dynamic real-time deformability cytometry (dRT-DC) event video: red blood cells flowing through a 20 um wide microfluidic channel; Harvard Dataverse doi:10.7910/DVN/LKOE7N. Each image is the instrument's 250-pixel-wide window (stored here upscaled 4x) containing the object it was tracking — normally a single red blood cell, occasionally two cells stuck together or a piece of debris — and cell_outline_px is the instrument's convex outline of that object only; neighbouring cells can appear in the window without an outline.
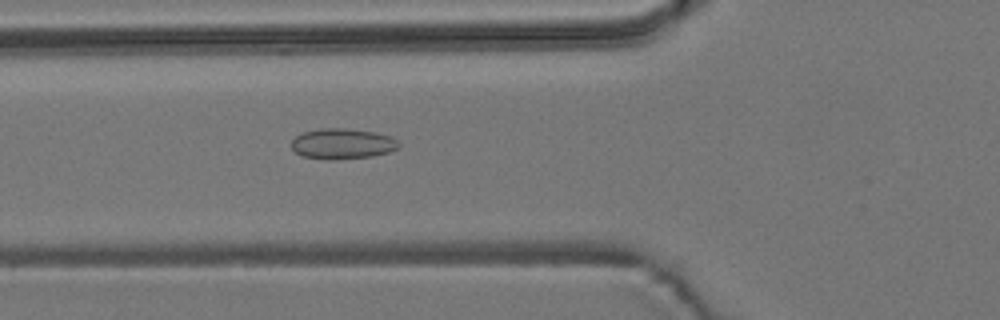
{"species": "common noctule bat (a hibernating species)", "species_latin": "Nyctalus noctula", "temperature_condition": "room temperature", "stored_images_in_passage": 3, "camera_frame_rate_fps": 3000, "um_per_image_px": 0.085, "animal": {"sex": "male", "body_mass_g": 19.2, "forearm_length_mm": 51.8}, "frame": {"image": 1, "passage_image": 3, "time_ms": 2.0, "image_size_px": [1000, 320], "cell_outline_px": [[400, 148], [388, 152], [372, 156], [336, 160], [328, 160], [300, 156], [292, 148], [292, 140], [296, 136], [304, 132], [320, 128], [344, 128], [376, 132], [392, 136], [400, 144]], "centroid_in_image_um": [29.12, 12.22], "position_along_channel_um": 96.7, "area_um2": 19.31}}